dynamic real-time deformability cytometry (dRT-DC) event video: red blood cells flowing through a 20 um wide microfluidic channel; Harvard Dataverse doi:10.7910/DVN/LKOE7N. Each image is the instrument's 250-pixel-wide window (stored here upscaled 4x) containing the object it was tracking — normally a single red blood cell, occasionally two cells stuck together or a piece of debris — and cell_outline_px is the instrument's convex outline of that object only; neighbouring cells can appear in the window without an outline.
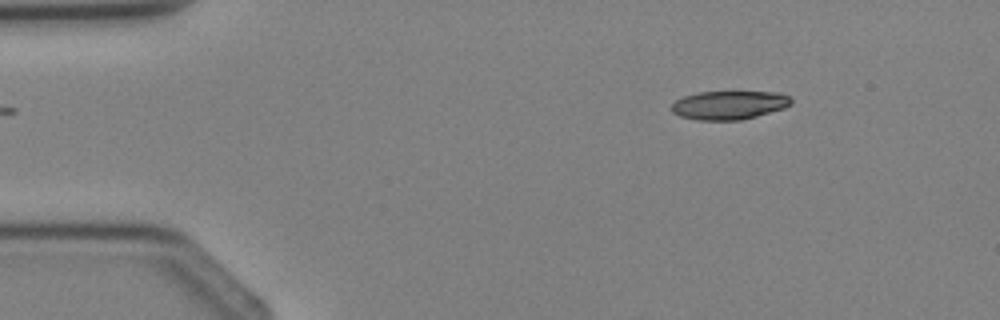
{"species": "Egyptian fruit bat (a non-hibernating species)", "species_latin": "Rousettus aegyptiacus", "temperature_condition": "cold", "stored_images_in_passage": 3, "camera_frame_rate_fps": 3000, "um_per_image_px": 0.085, "animal": {"sex": "female"}, "frame": {"image": 1, "passage_image": 1, "time_ms": 0.0, "image_size_px": [1000, 320], "cell_outline_px": [[792, 104], [784, 108], [756, 116], [740, 120], [696, 120], [680, 116], [672, 112], [672, 104], [676, 100], [684, 96], [700, 92], [780, 92], [788, 96], [792, 100]], "centroid_in_image_um": [61.98, 8.93], "position_along_channel_um": 23.0, "area_um2": 19.88}}
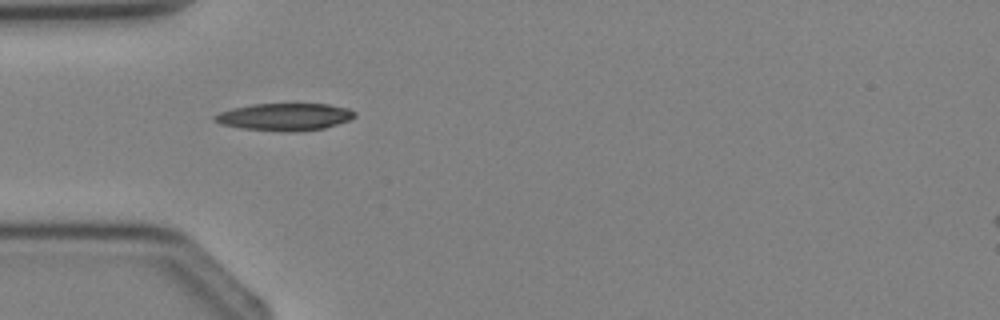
{"frame": {"image": 2, "passage_image": 3, "time_ms": 2.0, "image_size_px": [1000, 320], "cell_outline_px": [[356, 116], [348, 120], [324, 128], [288, 132], [280, 132], [240, 128], [220, 124], [212, 120], [212, 116], [220, 112], [232, 108], [252, 104], [328, 104], [348, 108], [356, 112]], "centroid_in_image_um": [24.15, 9.93], "position_along_channel_um": 60.8, "area_um2": 22.37}}